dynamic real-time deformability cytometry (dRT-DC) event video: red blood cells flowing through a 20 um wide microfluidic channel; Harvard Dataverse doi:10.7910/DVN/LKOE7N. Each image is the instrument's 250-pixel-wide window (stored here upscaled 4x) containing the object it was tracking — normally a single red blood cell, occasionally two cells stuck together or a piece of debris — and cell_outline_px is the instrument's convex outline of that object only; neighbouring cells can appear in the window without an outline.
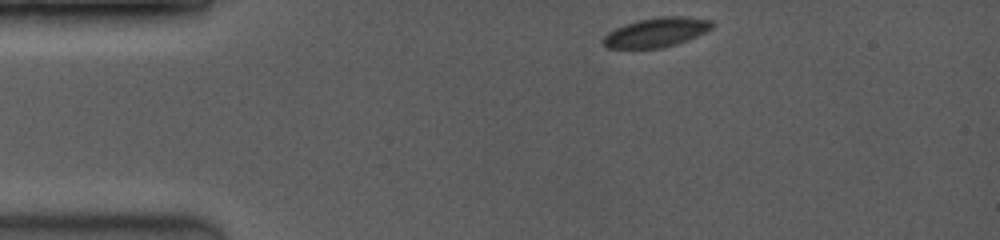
{"species": "common noctule bat (a hibernating species)", "species_latin": "Nyctalus noctula", "temperature_condition": "room temperature", "stored_images_in_passage": 17, "camera_frame_rate_fps": 3500, "um_per_image_px": 0.085, "animal": {"sex": "female", "body_mass_g": 19.0, "forearm_length_mm": 53.3}, "frame": {"image": 1, "passage_image": 1, "time_ms": 0.0, "image_size_px": [1000, 240], "cell_outline_px": [[712, 28], [688, 40], [676, 44], [660, 48], [608, 48], [604, 44], [604, 36], [608, 32], [616, 28], [640, 20], [660, 16], [680, 16], [712, 20]], "centroid_in_image_um": [55.81, 2.75], "position_along_channel_um": 29.2, "area_um2": 18.26}}
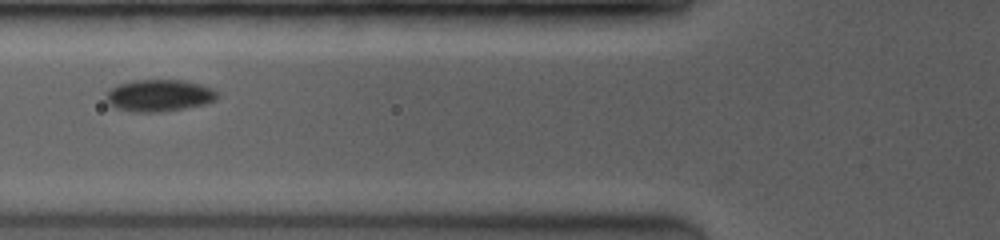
{"frame": {"image": 2, "passage_image": 11, "time_ms": 3.429, "image_size_px": [1000, 240], "cell_outline_px": [[216, 100], [204, 104], [184, 108], [160, 112], [132, 112], [116, 108], [108, 104], [108, 92], [112, 88], [120, 84], [136, 80], [184, 80], [200, 84], [212, 88], [216, 92]], "centroid_in_image_um": [13.54, 8.12], "position_along_channel_um": 112.3, "area_um2": 20.4}}
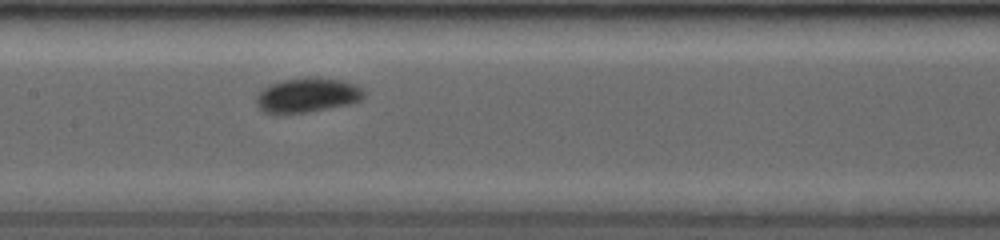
{"frame": {"image": 3, "passage_image": 17, "time_ms": 5.143, "image_size_px": [1000, 240], "cell_outline_px": [[364, 96], [360, 100], [348, 104], [308, 112], [276, 116], [272, 116], [264, 112], [256, 104], [256, 96], [268, 84], [284, 80], [304, 76], [340, 80], [356, 84], [364, 92]], "centroid_in_image_um": [26.05, 8.11], "position_along_channel_um": 181.4, "area_um2": 22.02}}